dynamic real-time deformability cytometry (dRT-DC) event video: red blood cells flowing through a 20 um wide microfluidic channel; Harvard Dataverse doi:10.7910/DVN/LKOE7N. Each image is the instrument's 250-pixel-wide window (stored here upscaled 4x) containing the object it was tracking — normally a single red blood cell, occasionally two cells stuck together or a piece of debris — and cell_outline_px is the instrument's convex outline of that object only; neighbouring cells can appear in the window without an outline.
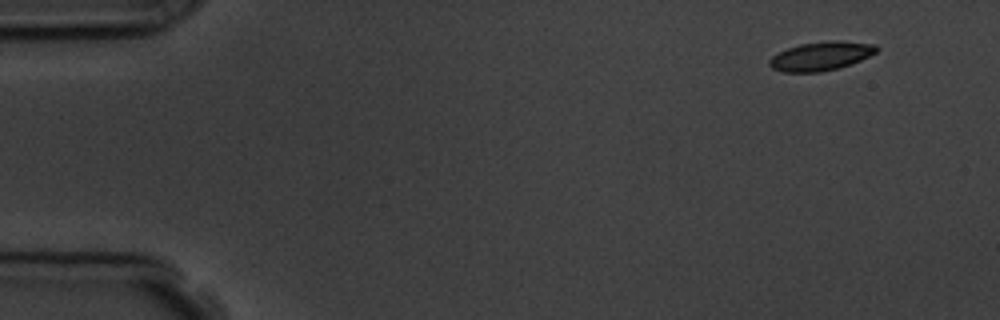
{"species": "common noctule bat (a hibernating species)", "species_latin": "Nyctalus noctula", "temperature_condition": "room temperature", "stored_images_in_passage": 4, "camera_frame_rate_fps": 3000, "um_per_image_px": 0.085, "animal": {"sex": "male", "body_mass_g": 19.5, "forearm_length_mm": 54.6}, "frame": {"image": 1, "passage_image": 1, "time_ms": 0.0, "image_size_px": [1000, 320], "cell_outline_px": [[880, 48], [876, 52], [860, 60], [840, 68], [820, 72], [784, 72], [772, 68], [768, 64], [768, 60], [772, 56], [788, 48], [800, 44], [832, 40], [840, 40], [876, 44]], "centroid_in_image_um": [69.8, 4.76], "position_along_channel_um": 15.2, "area_um2": 18.03}}
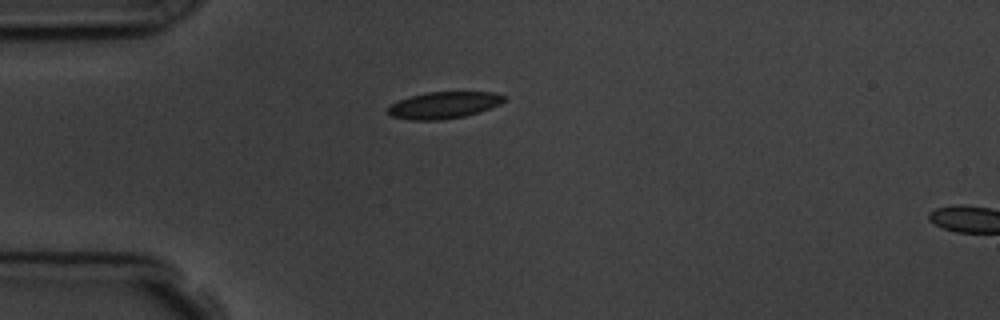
{"frame": {"image": 2, "passage_image": 3, "time_ms": 3.333, "image_size_px": [1000, 320], "cell_outline_px": [[508, 100], [500, 104], [464, 116], [440, 120], [412, 120], [392, 116], [388, 112], [388, 108], [392, 104], [400, 100], [412, 96], [428, 92], [492, 92], [508, 96]], "centroid_in_image_um": [37.77, 8.93], "position_along_channel_um": 47.2, "area_um2": 17.86}}